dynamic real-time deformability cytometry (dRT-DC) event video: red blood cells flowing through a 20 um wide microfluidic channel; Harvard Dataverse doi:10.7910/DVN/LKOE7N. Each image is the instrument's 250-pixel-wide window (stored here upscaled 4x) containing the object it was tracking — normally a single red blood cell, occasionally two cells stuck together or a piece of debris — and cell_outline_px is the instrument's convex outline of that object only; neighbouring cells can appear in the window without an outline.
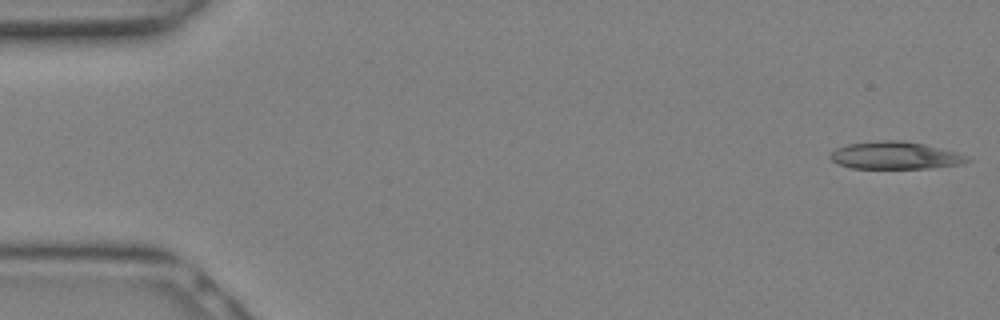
{"species": "Egyptian fruit bat (a non-hibernating species)", "species_latin": "Rousettus aegyptiacus", "temperature_condition": "warm", "stored_images_in_passage": 12, "camera_frame_rate_fps": 3000, "um_per_image_px": 0.085, "animal": {"sex": "female"}, "frame": {"image": 1, "passage_image": 1, "time_ms": 0.0, "image_size_px": [1000, 320], "cell_outline_px": [[972, 160], [964, 164], [932, 168], [852, 168], [840, 164], [832, 160], [828, 156], [836, 148], [848, 144], [880, 140], [904, 140], [924, 144], [956, 152]], "centroid_in_image_um": [76.1, 13.21], "position_along_channel_um": 8.9, "area_um2": 21.85}}
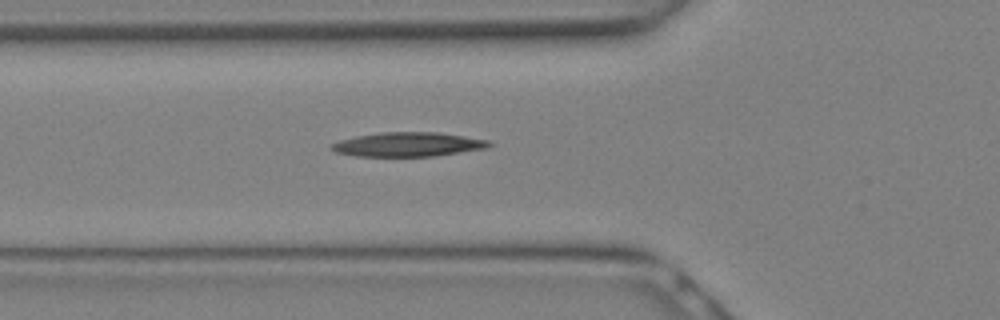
{"frame": {"image": 2, "passage_image": 10, "time_ms": 3.0, "image_size_px": [1000, 320], "cell_outline_px": [[492, 144], [488, 148], [436, 156], [356, 156], [336, 152], [328, 148], [332, 144], [340, 140], [356, 136], [380, 132], [436, 132], [464, 136], [488, 140]], "centroid_in_image_um": [34.68, 12.28], "position_along_channel_um": 91.1, "area_um2": 22.25}}
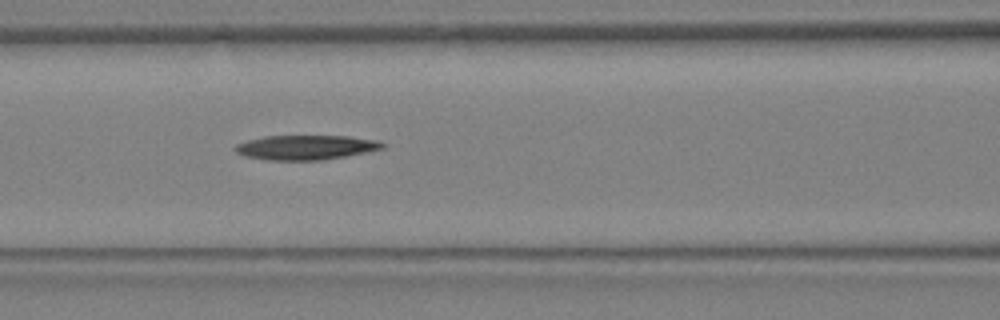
{"frame": {"image": 3, "passage_image": 12, "time_ms": 3.667, "image_size_px": [1000, 320], "cell_outline_px": [[388, 144], [384, 148], [324, 160], [264, 160], [244, 156], [236, 152], [232, 148], [236, 144], [248, 140], [264, 136], [348, 136], [380, 140]], "centroid_in_image_um": [25.99, 12.52], "position_along_channel_um": 140.6, "area_um2": 21.27}}